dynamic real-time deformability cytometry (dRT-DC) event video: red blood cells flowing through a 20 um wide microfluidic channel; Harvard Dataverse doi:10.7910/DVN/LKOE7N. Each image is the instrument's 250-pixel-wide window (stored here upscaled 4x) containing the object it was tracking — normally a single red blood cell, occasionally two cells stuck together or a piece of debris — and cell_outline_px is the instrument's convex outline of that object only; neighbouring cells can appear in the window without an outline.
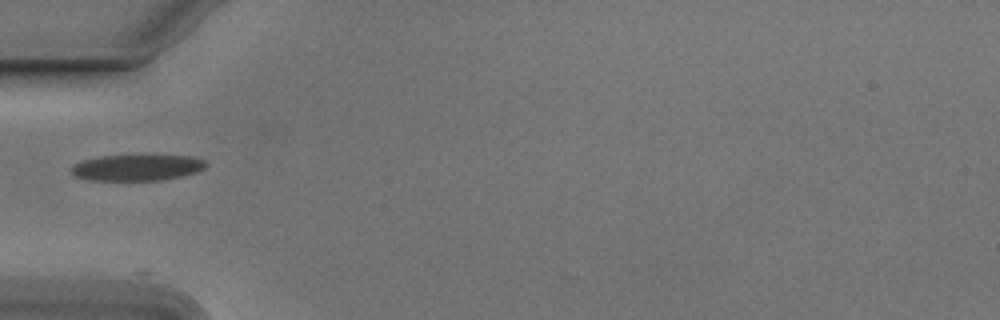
{"species": "Egyptian fruit bat (a non-hibernating species)", "species_latin": "Rousettus aegyptiacus", "temperature_condition": "cold", "stored_images_in_passage": 5, "camera_frame_rate_fps": 3000, "um_per_image_px": 0.085, "animal": {"sex": "male"}, "frame": {"image": 1, "passage_image": 1, "time_ms": 0.0, "image_size_px": [1000, 320], "cell_outline_px": [[208, 164], [204, 168], [196, 172], [180, 176], [160, 180], [92, 180], [76, 176], [72, 172], [72, 164], [80, 160], [100, 156], [192, 156], [204, 160]], "centroid_in_image_um": [11.63, 14.24], "position_along_channel_um": 73.4, "area_um2": 20.23}}